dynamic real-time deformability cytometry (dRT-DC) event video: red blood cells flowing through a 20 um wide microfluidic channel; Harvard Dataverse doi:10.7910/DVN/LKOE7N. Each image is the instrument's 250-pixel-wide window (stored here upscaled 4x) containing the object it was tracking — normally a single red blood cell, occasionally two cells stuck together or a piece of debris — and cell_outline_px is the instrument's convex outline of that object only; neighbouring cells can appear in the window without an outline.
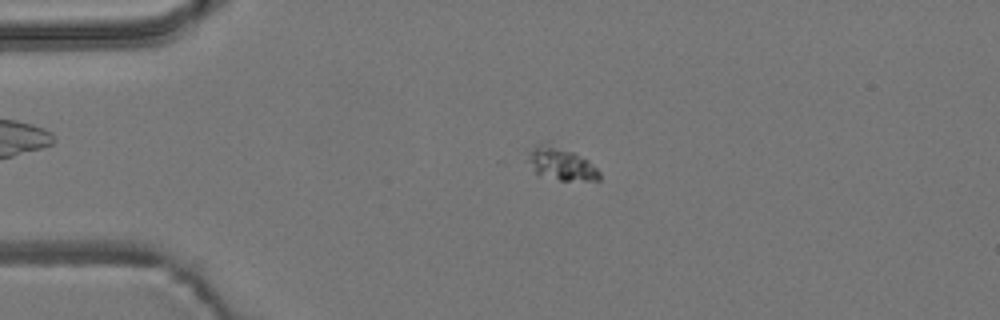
{"species": "common noctule bat (a hibernating species)", "species_latin": "Nyctalus noctula", "temperature_condition": "room temperature", "stored_images_in_passage": 57, "camera_frame_rate_fps": 3000, "um_per_image_px": 0.085, "animal": {"sex": "male", "body_mass_g": 19.2, "forearm_length_mm": 51.8}, "frame": {"image": 1, "passage_image": 14, "time_ms": 4.333, "image_size_px": [1000, 320], "cell_outline_px": [[600, 180], [560, 180], [536, 176], [524, 160], [528, 152], [536, 144], [540, 144], [572, 152], [588, 160], [600, 172]], "centroid_in_image_um": [47.6, 13.98], "position_along_channel_um": 37.4, "area_um2": 13.58}}
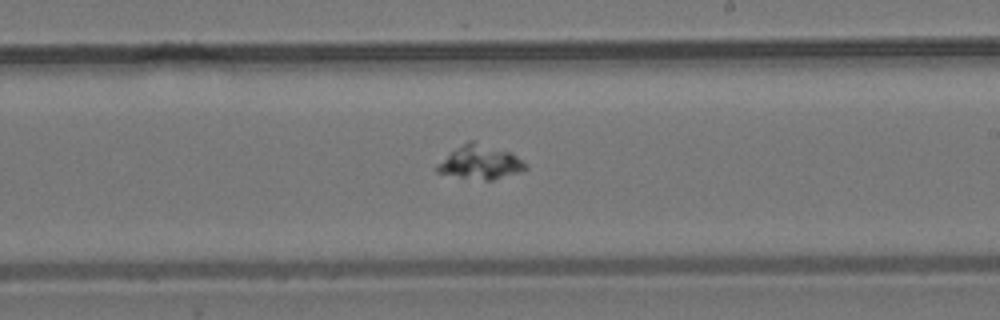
{"frame": {"image": 2, "passage_image": 34, "time_ms": 11.0, "image_size_px": [1000, 320], "cell_outline_px": [[528, 168], [520, 172], [492, 180], [484, 180], [436, 172], [436, 164], [468, 140], [476, 140], [512, 152], [528, 164]], "centroid_in_image_um": [40.89, 13.76], "position_along_channel_um": 248.1, "area_um2": 17.4}}
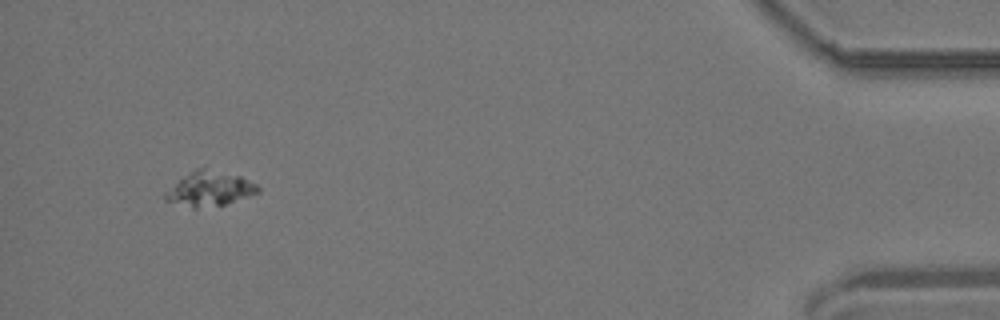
{"frame": {"image": 3, "passage_image": 54, "time_ms": 17.667, "image_size_px": [1000, 320], "cell_outline_px": [[260, 192], [224, 204], [196, 208], [192, 208], [164, 200], [164, 192], [184, 176], [196, 168], [204, 164], [240, 176], [256, 184], [260, 188]], "centroid_in_image_um": [17.8, 16.0], "position_along_channel_um": 417.4, "area_um2": 18.96}}